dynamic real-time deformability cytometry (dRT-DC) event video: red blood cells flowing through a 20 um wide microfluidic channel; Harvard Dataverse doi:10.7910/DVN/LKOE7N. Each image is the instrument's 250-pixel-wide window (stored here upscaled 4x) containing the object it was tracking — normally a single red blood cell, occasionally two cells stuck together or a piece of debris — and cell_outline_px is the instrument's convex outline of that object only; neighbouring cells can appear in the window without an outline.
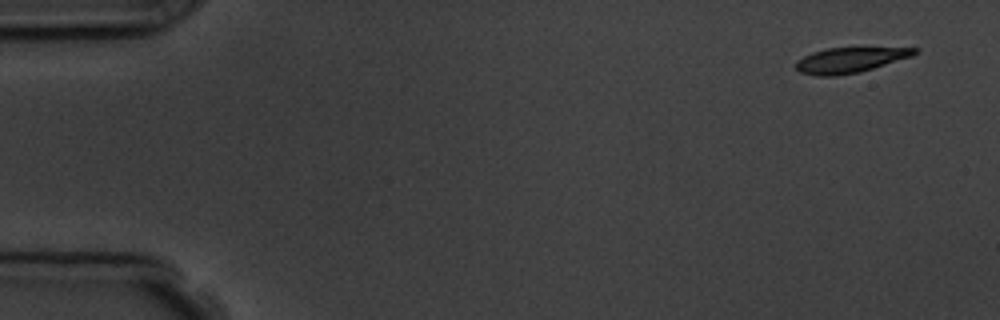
{"species": "common noctule bat (a hibernating species)", "species_latin": "Nyctalus noctula", "temperature_condition": "room temperature", "stored_images_in_passage": 8, "camera_frame_rate_fps": 3000, "um_per_image_px": 0.085, "animal": {"sex": "male", "body_mass_g": 19.5, "forearm_length_mm": 54.6}, "frame": {"image": 1, "passage_image": 1, "time_ms": 0.0, "image_size_px": [1000, 320], "cell_outline_px": [[920, 48], [912, 56], [860, 72], [836, 76], [816, 76], [800, 72], [796, 68], [796, 60], [812, 52], [828, 48]], "centroid_in_image_um": [72.2, 5.11], "position_along_channel_um": 12.8, "area_um2": 17.28}}
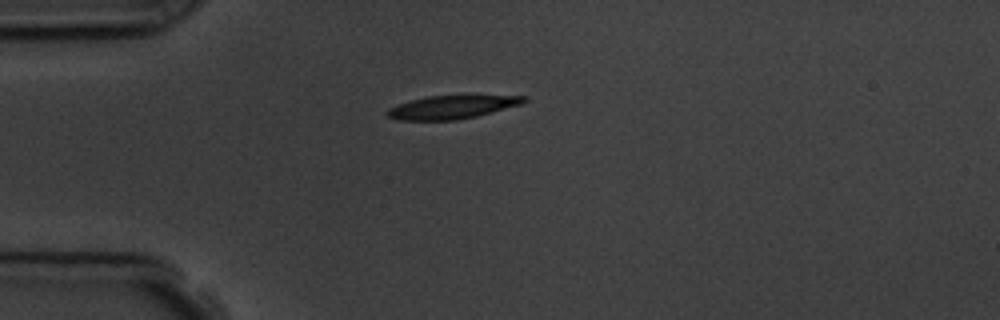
{"frame": {"image": 2, "passage_image": 4, "time_ms": 3.667, "image_size_px": [1000, 320], "cell_outline_px": [[528, 100], [520, 104], [476, 116], [456, 120], [400, 120], [388, 116], [384, 112], [388, 108], [396, 104], [428, 96], [528, 96]], "centroid_in_image_um": [38.35, 9.11], "position_along_channel_um": 46.7, "area_um2": 18.21}}